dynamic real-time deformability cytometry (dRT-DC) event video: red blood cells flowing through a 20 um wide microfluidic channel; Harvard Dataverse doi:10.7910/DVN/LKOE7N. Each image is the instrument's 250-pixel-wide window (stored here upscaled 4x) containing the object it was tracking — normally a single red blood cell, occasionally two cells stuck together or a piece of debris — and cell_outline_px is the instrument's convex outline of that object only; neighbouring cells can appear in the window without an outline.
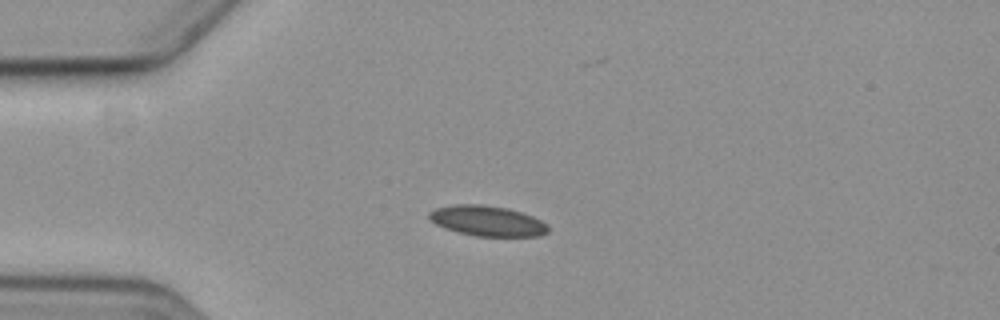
{"species": "common noctule bat (a hibernating species)", "species_latin": "Nyctalus noctula", "temperature_condition": "cold", "stored_images_in_passage": 3, "camera_frame_rate_fps": 3000, "um_per_image_px": 0.085, "animal": {"sex": "female", "body_mass_g": 19.3, "forearm_length_mm": 54.1}, "frame": {"image": 1, "passage_image": 3, "time_ms": 3.333, "image_size_px": [1000, 320], "cell_outline_px": [[548, 232], [540, 236], [476, 236], [456, 232], [444, 228], [428, 220], [428, 212], [436, 208], [456, 204], [480, 204], [508, 208], [532, 216], [548, 224]], "centroid_in_image_um": [41.39, 18.78], "position_along_channel_um": 43.6, "area_um2": 21.15}}